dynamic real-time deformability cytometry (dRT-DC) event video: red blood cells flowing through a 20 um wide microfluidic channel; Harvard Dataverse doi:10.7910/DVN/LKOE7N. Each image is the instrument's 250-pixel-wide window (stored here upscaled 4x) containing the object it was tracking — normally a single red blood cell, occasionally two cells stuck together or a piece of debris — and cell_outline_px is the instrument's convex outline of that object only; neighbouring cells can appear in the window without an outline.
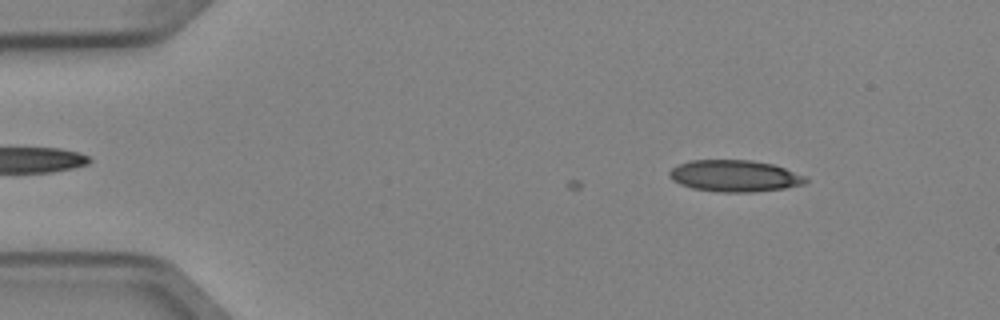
{"species": "Egyptian fruit bat (a non-hibernating species)", "species_latin": "Rousettus aegyptiacus", "temperature_condition": "cold", "stored_images_in_passage": 2, "camera_frame_rate_fps": 3000, "um_per_image_px": 0.085, "animal": {"sex": "female"}, "frame": {"image": 1, "passage_image": 2, "time_ms": 0.333, "image_size_px": [1000, 320], "cell_outline_px": [[808, 180], [804, 184], [784, 188], [756, 192], [716, 192], [692, 188], [680, 184], [672, 180], [668, 176], [668, 172], [672, 168], [680, 164], [692, 160], [752, 160], [772, 164], [808, 176]], "centroid_in_image_um": [62.45, 14.96], "position_along_channel_um": 22.5, "area_um2": 25.26}}